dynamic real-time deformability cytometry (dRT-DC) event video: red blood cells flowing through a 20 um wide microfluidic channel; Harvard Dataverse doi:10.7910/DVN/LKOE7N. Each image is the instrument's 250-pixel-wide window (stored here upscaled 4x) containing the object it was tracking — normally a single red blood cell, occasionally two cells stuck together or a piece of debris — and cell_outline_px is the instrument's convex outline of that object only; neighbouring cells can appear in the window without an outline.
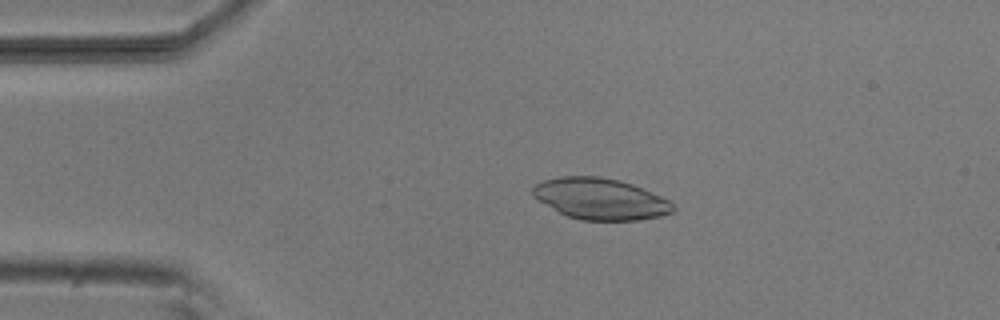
{"species": "common noctule bat (a hibernating species)", "species_latin": "Nyctalus noctula", "temperature_condition": "room temperature", "stored_images_in_passage": 43, "camera_frame_rate_fps": 3000, "um_per_image_px": 0.085, "animal": {"sex": "male", "body_mass_g": 20.5, "forearm_length_mm": 52.5}, "frame": {"image": 1, "passage_image": 9, "time_ms": 2.667, "image_size_px": [1000, 320], "cell_outline_px": [[676, 208], [672, 212], [660, 216], [636, 220], [580, 220], [568, 216], [560, 212], [532, 196], [532, 188], [536, 184], [544, 180], [560, 176], [600, 176], [620, 180], [632, 184], [660, 196], [668, 200]], "centroid_in_image_um": [51.02, 16.89], "position_along_channel_um": 34.0, "area_um2": 33.47}}
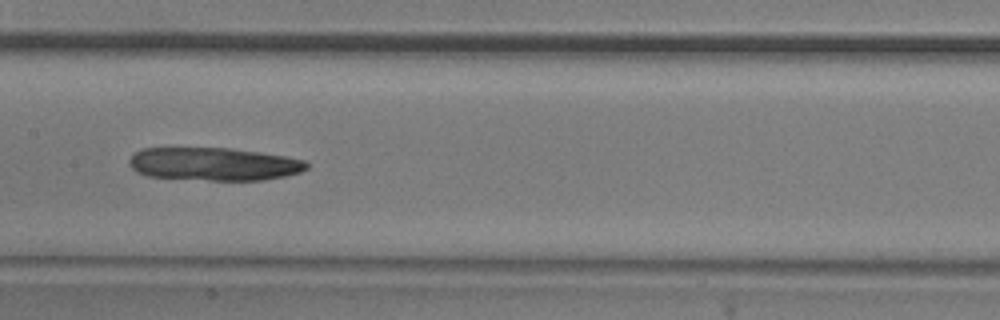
{"frame": {"image": 2, "passage_image": 24, "time_ms": 7.667, "image_size_px": [1000, 320], "cell_outline_px": [[308, 168], [300, 172], [284, 176], [264, 180], [208, 180], [148, 176], [136, 172], [128, 164], [128, 160], [140, 148], [228, 148], [284, 156], [304, 160], [308, 164]], "centroid_in_image_um": [18.14, 13.94], "position_along_channel_um": 189.3, "area_um2": 33.99}}
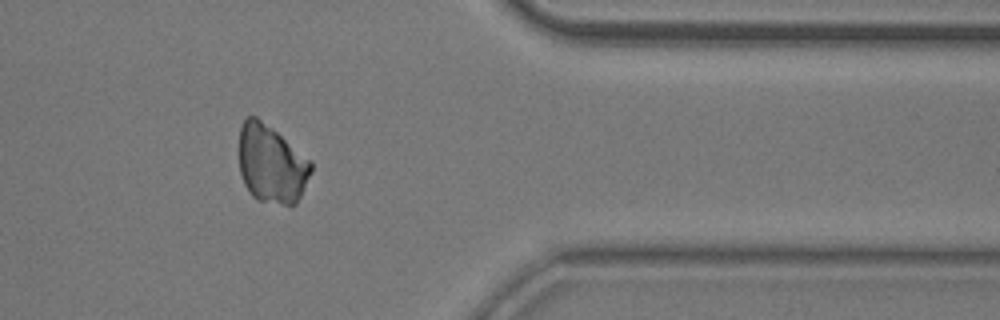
{"frame": {"image": 3, "passage_image": 41, "time_ms": 13.333, "image_size_px": [1000, 320], "cell_outline_px": [[312, 172], [296, 204], [284, 204], [256, 200], [252, 196], [244, 184], [240, 172], [240, 128], [244, 120], [248, 116], [256, 116], [272, 128], [312, 160]], "centroid_in_image_um": [23.09, 13.94], "position_along_channel_um": 388.3, "area_um2": 32.71}}